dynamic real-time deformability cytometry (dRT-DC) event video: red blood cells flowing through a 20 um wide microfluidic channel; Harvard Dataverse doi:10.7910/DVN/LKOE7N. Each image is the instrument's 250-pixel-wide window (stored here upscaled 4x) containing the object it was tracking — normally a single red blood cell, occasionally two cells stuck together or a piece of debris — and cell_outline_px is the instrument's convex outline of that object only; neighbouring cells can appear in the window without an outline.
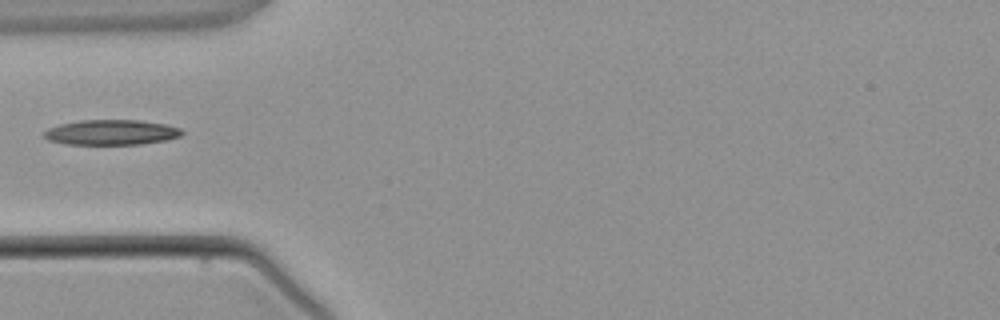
{"species": "common noctule bat (a hibernating species)", "species_latin": "Nyctalus noctula", "temperature_condition": "warm", "stored_images_in_passage": 4, "camera_frame_rate_fps": 3000, "um_per_image_px": 0.085, "animal": {"sex": "male", "body_mass_g": 21.5, "forearm_length_mm": 52.0}, "frame": {"image": 1, "passage_image": 4, "time_ms": 3.667, "image_size_px": [1000, 320], "cell_outline_px": [[184, 132], [180, 136], [168, 140], [140, 144], [68, 144], [48, 140], [44, 136], [44, 132], [48, 128], [60, 124], [80, 120], [140, 120], [164, 124], [180, 128]], "centroid_in_image_um": [9.48, 11.25], "position_along_channel_um": 75.5, "area_um2": 20.17}}